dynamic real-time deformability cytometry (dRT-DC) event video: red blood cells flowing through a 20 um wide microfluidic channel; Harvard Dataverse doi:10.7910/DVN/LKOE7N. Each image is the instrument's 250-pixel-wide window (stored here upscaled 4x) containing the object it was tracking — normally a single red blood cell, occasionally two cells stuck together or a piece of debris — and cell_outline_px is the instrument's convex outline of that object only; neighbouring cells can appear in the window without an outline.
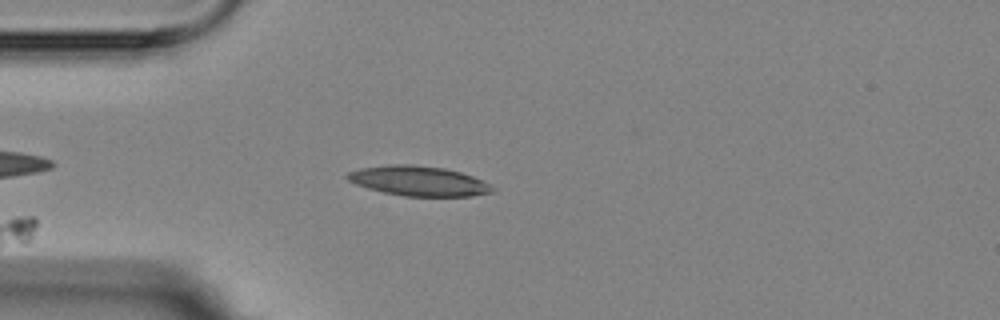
{"species": "Egyptian fruit bat (a non-hibernating species)", "species_latin": "Rousettus aegyptiacus", "temperature_condition": "room temperature", "stored_images_in_passage": 12, "camera_frame_rate_fps": 3000, "um_per_image_px": 0.085, "animal": {"sex": "female"}, "frame": {"image": 1, "passage_image": 6, "time_ms": 6.0, "image_size_px": [1000, 320], "cell_outline_px": [[496, 188], [492, 192], [472, 196], [404, 196], [384, 192], [368, 188], [356, 184], [348, 180], [344, 176], [348, 172], [360, 168], [388, 164], [412, 164], [444, 168], [460, 172], [472, 176]], "centroid_in_image_um": [35.55, 15.37], "position_along_channel_um": 49.4, "area_um2": 25.14}}
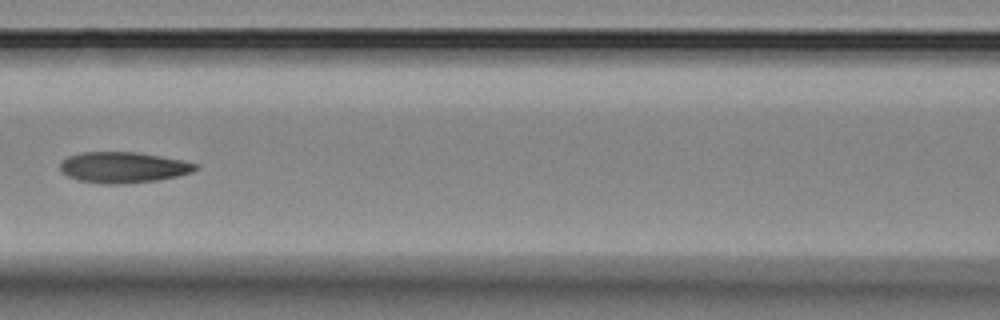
{"frame": {"image": 2, "passage_image": 9, "time_ms": 9.333, "image_size_px": [1000, 320], "cell_outline_px": [[200, 168], [192, 172], [176, 176], [156, 180], [124, 184], [100, 184], [76, 180], [60, 172], [60, 164], [68, 156], [80, 152], [136, 152], [184, 160], [196, 164]], "centroid_in_image_um": [10.45, 14.23], "position_along_channel_um": 156.2, "area_um2": 24.51}}